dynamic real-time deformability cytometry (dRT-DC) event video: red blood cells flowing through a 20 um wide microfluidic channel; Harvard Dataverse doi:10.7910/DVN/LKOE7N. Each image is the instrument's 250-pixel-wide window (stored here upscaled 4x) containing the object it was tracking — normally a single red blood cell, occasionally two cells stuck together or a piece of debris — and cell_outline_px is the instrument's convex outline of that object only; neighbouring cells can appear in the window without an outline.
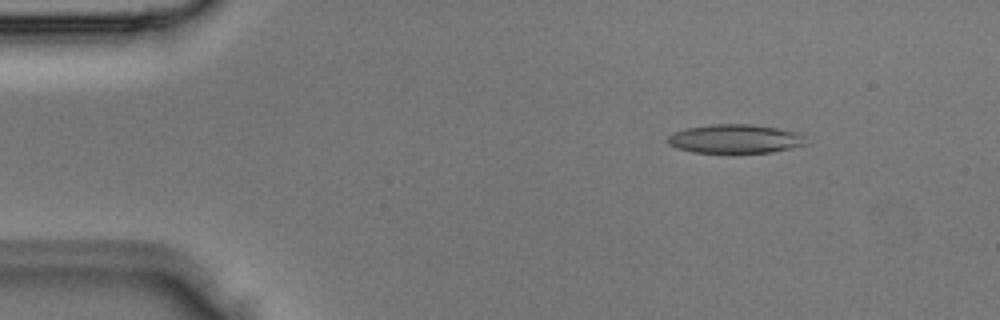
{"species": "Egyptian fruit bat (a non-hibernating species)", "species_latin": "Rousettus aegyptiacus", "temperature_condition": "room temperature", "stored_images_in_passage": 4, "segment_of_instrument_passage": [1, 2], "camera_frame_rate_fps": 3000, "um_per_image_px": 0.085, "animal": {"sex": "male"}, "frame": {"image": 1, "passage_image": 2, "time_ms": 0.333, "image_size_px": [1000, 320], "cell_outline_px": [[808, 144], [772, 152], [692, 152], [676, 148], [668, 144], [664, 140], [672, 132], [688, 128], [712, 124], [752, 124], [776, 128], [796, 132], [804, 136]], "centroid_in_image_um": [62.45, 11.8], "position_along_channel_um": 22.6, "area_um2": 23.24}}